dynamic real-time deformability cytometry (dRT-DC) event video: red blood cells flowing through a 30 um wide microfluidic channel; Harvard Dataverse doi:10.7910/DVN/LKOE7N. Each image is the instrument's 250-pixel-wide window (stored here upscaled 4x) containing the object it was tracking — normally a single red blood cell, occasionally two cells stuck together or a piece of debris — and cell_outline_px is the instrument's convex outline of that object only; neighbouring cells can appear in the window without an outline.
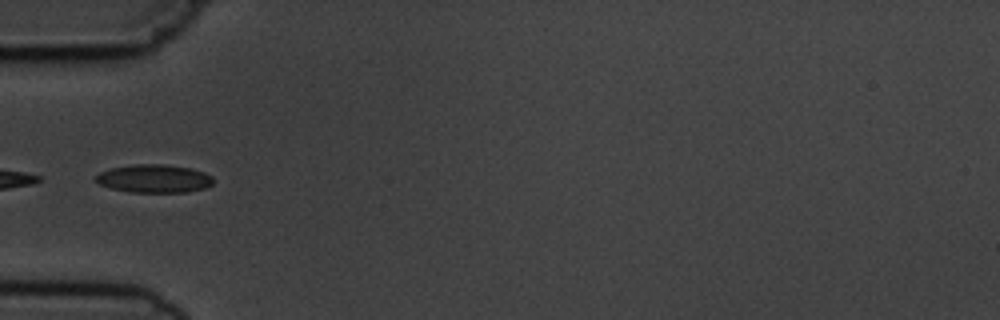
{"species": "common noctule bat (a hibernating species)", "species_latin": "Nyctalus noctula", "temperature_condition": "cold", "stored_images_in_passage": 5, "camera_frame_rate_fps": 3000, "um_per_image_px": 0.085, "animal": {"sex": "male", "body_mass_g": 19.5, "forearm_length_mm": 54.6}, "frame": {"image": 1, "passage_image": 5, "time_ms": 4.667, "image_size_px": [1000, 320], "cell_outline_px": [[212, 184], [204, 188], [188, 192], [132, 192], [112, 188], [100, 184], [96, 180], [96, 176], [100, 172], [112, 168], [136, 164], [164, 164], [192, 168], [204, 172], [212, 176]], "centroid_in_image_um": [13.13, 15.17], "position_along_channel_um": 71.9, "area_um2": 19.13}}